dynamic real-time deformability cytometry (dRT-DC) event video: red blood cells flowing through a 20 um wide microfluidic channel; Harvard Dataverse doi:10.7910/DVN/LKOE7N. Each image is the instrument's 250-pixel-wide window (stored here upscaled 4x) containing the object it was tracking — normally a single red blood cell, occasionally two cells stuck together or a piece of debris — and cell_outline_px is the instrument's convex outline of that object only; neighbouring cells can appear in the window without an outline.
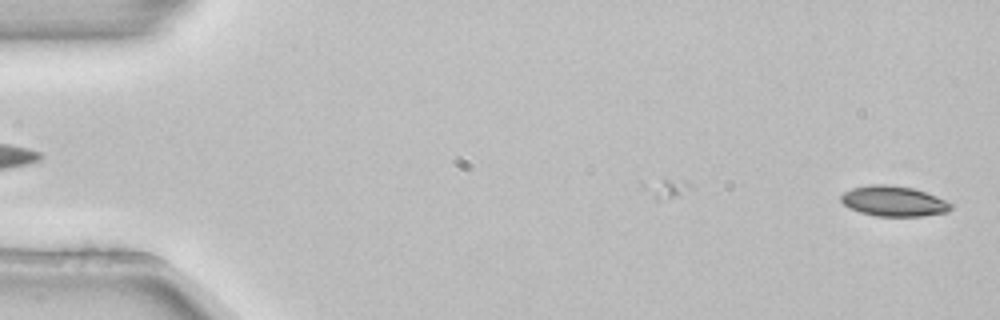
{"species": "common noctule bat (a hibernating species)", "species_latin": "Nyctalus noctula", "temperature_condition": "room temperature", "stored_images_in_passage": 2, "camera_frame_rate_fps": 3000, "um_per_image_px": 0.085, "animal": {"sex": "female", "body_mass_g": 22.7, "forearm_length_mm": 54.2}, "frame": {"image": 1, "passage_image": 2, "time_ms": 0.333, "image_size_px": [1000, 320], "cell_outline_px": [[952, 208], [948, 212], [924, 216], [876, 216], [860, 212], [848, 208], [840, 200], [840, 196], [844, 192], [852, 188], [872, 184], [892, 184], [912, 188], [936, 196], [952, 204]], "centroid_in_image_um": [75.94, 17.1], "position_along_channel_um": 9.1, "area_um2": 19.48}}